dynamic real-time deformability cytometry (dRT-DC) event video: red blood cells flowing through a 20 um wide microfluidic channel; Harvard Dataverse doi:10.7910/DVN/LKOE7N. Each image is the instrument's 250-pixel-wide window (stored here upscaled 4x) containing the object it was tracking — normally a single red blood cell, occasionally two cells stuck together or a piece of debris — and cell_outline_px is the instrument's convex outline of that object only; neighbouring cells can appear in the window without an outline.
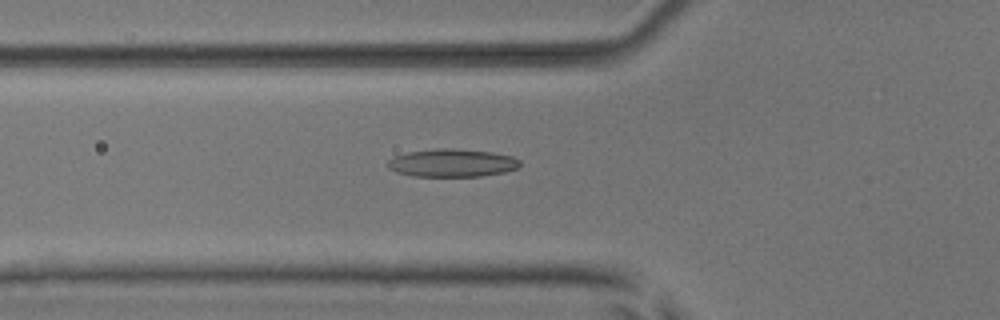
{"species": "common noctule bat (a hibernating species)", "species_latin": "Nyctalus noctula", "temperature_condition": "room temperature", "stored_images_in_passage": 52, "camera_frame_rate_fps": 3000, "um_per_image_px": 0.085, "animal": {"sex": "male", "body_mass_g": 17.9, "forearm_length_mm": 54.2}, "frame": {"image": 1, "passage_image": 19, "time_ms": 6.0, "image_size_px": [1000, 320], "cell_outline_px": [[520, 164], [516, 168], [504, 172], [480, 176], [412, 176], [396, 172], [388, 168], [384, 164], [392, 156], [408, 152], [436, 148], [456, 148], [492, 152], [512, 156], [520, 160]], "centroid_in_image_um": [38.37, 13.84], "position_along_channel_um": 87.4, "area_um2": 21.73}}
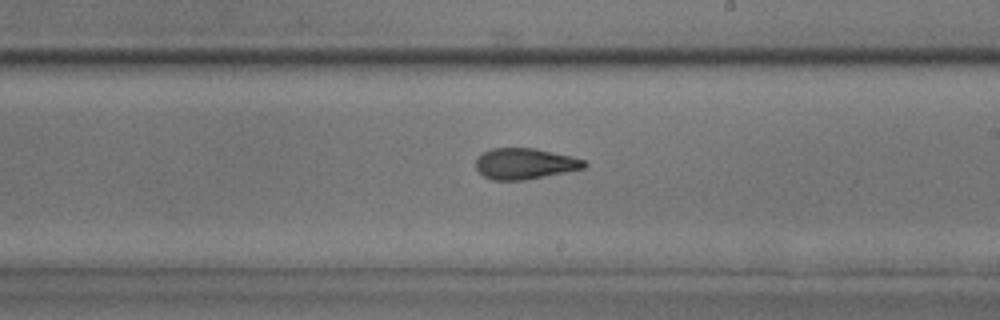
{"frame": {"image": 2, "passage_image": 31, "time_ms": 10.0, "image_size_px": [1000, 320], "cell_outline_px": [[588, 164], [584, 168], [524, 180], [492, 180], [484, 176], [476, 168], [476, 156], [492, 148], [536, 148], [572, 156], [584, 160]], "centroid_in_image_um": [44.6, 13.9], "position_along_channel_um": 244.4, "area_um2": 19.54}}
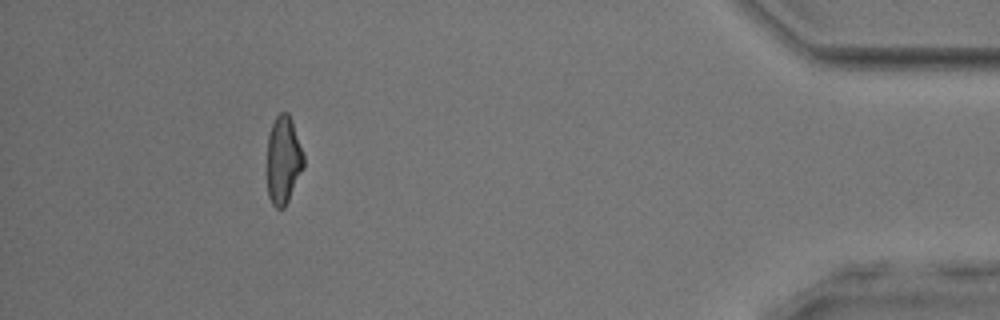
{"frame": {"image": 3, "passage_image": 48, "time_ms": 15.667, "image_size_px": [1000, 320], "cell_outline_px": [[304, 168], [284, 208], [276, 208], [272, 204], [268, 196], [268, 136], [272, 124], [276, 116], [280, 112], [288, 112], [292, 120], [304, 156]], "centroid_in_image_um": [24.09, 13.6], "position_along_channel_um": 411.1, "area_um2": 18.61}, "authors_computed_cell_mechanics": {"area_um2": 19.9121, "velocity_mm_per_s": 3.9307, "shape_relaxation_time_tau1_ms": 7.4164, "shape_relaxation_time_tau2_ms": 2.5755, "deformation_change_tau1": 0.2065, "deformation_change_tau2": 0.1072}}